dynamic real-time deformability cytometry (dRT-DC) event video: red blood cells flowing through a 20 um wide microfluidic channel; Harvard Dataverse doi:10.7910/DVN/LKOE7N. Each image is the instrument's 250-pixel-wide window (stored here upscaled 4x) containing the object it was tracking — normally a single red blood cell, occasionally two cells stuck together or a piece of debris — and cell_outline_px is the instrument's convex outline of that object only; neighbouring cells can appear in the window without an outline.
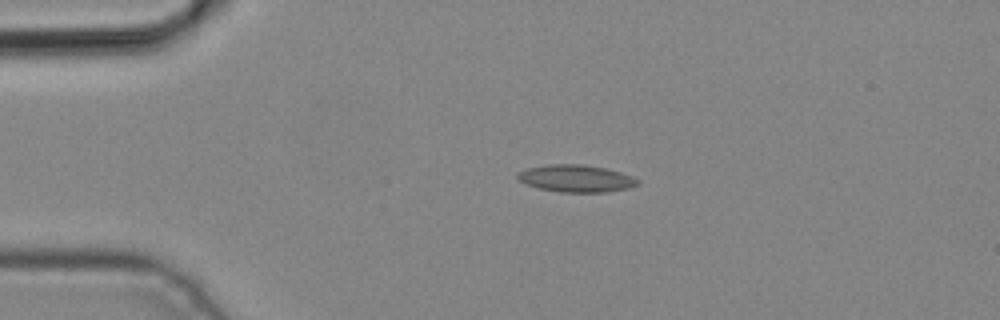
{"species": "common noctule bat (a hibernating species)", "species_latin": "Nyctalus noctula", "temperature_condition": "cold", "stored_images_in_passage": 3, "camera_frame_rate_fps": 3000, "um_per_image_px": 0.085, "animal": {"sex": "male", "body_mass_g": 19.2, "forearm_length_mm": 51.8}, "frame": {"image": 1, "passage_image": 2, "time_ms": 0.333, "image_size_px": [1000, 320], "cell_outline_px": [[640, 184], [628, 188], [608, 192], [560, 192], [540, 188], [528, 184], [520, 180], [516, 176], [516, 172], [524, 168], [548, 164], [584, 164], [604, 168], [620, 172], [632, 176], [640, 180]], "centroid_in_image_um": [48.97, 15.16], "position_along_channel_um": 36.0, "area_um2": 19.13}}